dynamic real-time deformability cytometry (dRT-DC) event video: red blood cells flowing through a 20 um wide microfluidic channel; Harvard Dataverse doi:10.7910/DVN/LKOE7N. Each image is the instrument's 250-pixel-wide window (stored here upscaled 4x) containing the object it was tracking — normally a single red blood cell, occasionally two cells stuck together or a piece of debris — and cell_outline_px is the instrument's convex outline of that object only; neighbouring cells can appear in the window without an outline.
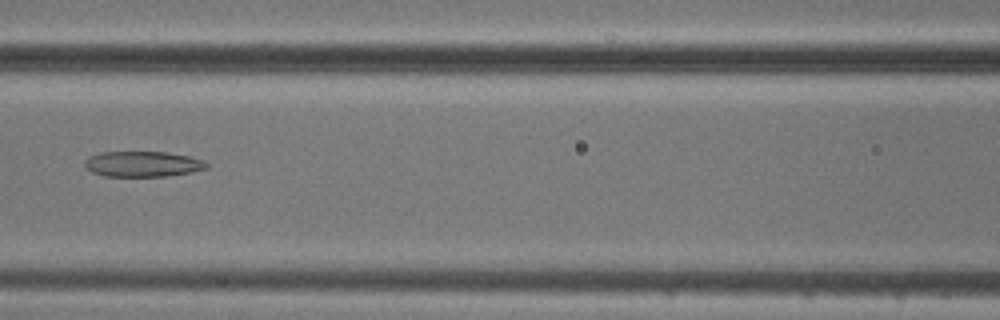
{"species": "common noctule bat (a hibernating species)", "species_latin": "Nyctalus noctula", "temperature_condition": "cold", "stored_images_in_passage": 5, "camera_frame_rate_fps": 3000, "um_per_image_px": 0.085, "animal": {"sex": "male", "body_mass_g": 20.5, "forearm_length_mm": 52.5}, "frame": {"image": 1, "passage_image": 5, "time_ms": 4.667, "image_size_px": [1000, 320], "cell_outline_px": [[208, 168], [192, 172], [164, 176], [104, 176], [92, 172], [84, 164], [84, 160], [88, 156], [100, 152], [168, 152], [188, 156], [204, 160], [208, 164]], "centroid_in_image_um": [12.13, 13.93], "position_along_channel_um": 154.5, "area_um2": 18.15}}